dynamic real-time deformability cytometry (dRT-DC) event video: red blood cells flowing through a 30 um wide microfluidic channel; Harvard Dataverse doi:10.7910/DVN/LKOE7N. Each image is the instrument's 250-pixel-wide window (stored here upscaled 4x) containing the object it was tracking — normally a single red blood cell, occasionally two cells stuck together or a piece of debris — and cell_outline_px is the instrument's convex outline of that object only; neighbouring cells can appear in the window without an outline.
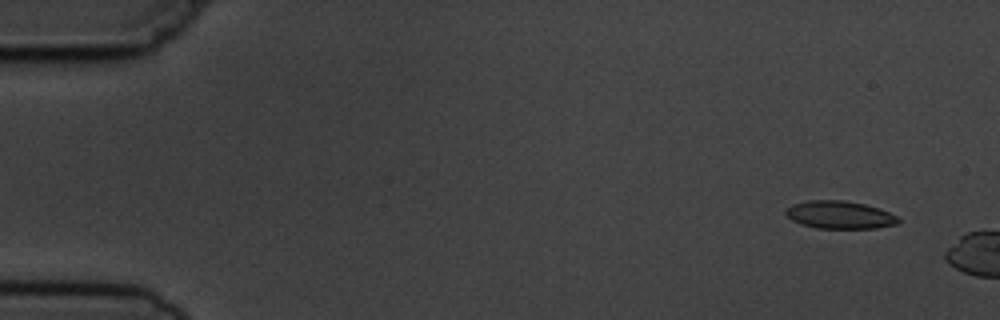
{"species": "common noctule bat (a hibernating species)", "species_latin": "Nyctalus noctula", "temperature_condition": "cold", "stored_images_in_passage": 5, "camera_frame_rate_fps": 3000, "um_per_image_px": 0.085, "animal": {"sex": "male", "body_mass_g": 19.5, "forearm_length_mm": 54.6}, "frame": {"image": 1, "passage_image": 1, "time_ms": 0.0, "image_size_px": [1000, 320], "cell_outline_px": [[900, 220], [896, 224], [876, 228], [816, 228], [800, 224], [792, 220], [784, 212], [792, 204], [808, 200], [844, 200], [864, 204], [880, 208], [896, 216]], "centroid_in_image_um": [71.36, 18.26], "position_along_channel_um": 13.6, "area_um2": 18.15}}